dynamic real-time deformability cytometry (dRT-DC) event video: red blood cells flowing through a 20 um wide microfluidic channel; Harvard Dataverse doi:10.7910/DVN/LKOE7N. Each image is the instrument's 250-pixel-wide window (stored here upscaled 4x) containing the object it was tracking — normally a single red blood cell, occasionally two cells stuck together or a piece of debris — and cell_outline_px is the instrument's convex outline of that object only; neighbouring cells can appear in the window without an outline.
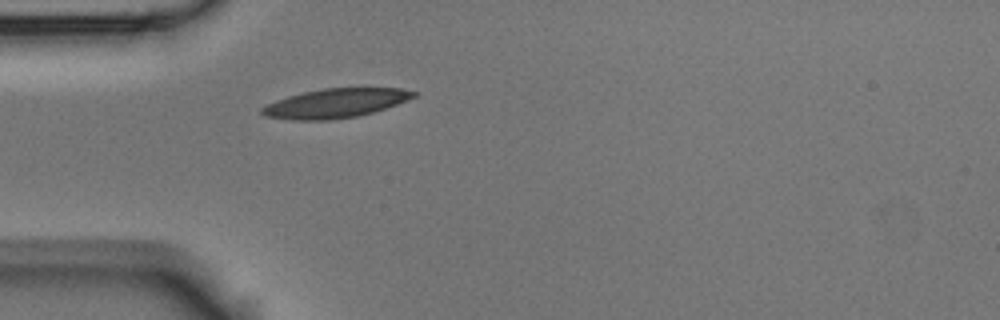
{"species": "Egyptian fruit bat (a non-hibernating species)", "species_latin": "Rousettus aegyptiacus", "temperature_condition": "room temperature", "stored_images_in_passage": 3, "camera_frame_rate_fps": 3000, "um_per_image_px": 0.085, "animal": {"sex": "male"}, "frame": {"image": 1, "passage_image": 3, "time_ms": 0.667, "image_size_px": [1000, 320], "cell_outline_px": [[416, 96], [396, 104], [360, 116], [328, 120], [292, 120], [264, 116], [260, 112], [260, 108], [276, 100], [288, 96], [304, 92], [324, 88], [400, 88], [416, 92]], "centroid_in_image_um": [28.47, 8.78], "position_along_channel_um": 56.5, "area_um2": 25.61}}